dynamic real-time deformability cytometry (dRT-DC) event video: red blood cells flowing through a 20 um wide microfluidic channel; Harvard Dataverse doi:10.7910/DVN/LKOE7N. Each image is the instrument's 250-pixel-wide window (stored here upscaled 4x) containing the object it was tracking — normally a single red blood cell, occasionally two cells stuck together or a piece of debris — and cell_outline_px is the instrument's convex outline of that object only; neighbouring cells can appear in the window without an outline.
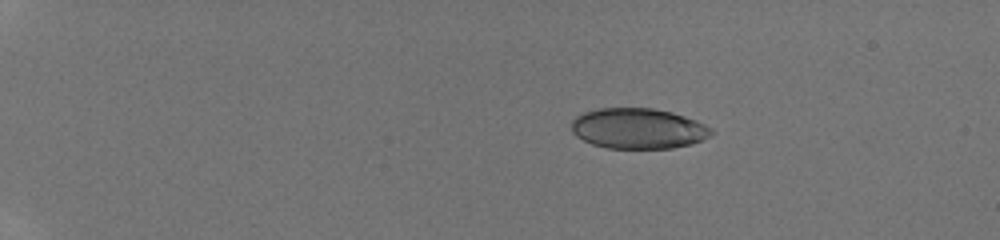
{"species": "human", "species_latin": "Homo sapiens", "temperature_condition": "room temperature", "stored_images_in_passage": 37, "camera_frame_rate_fps": 3000, "um_per_image_px": 0.085, "donor": {"sex": "male"}, "frame": {"image": 1, "passage_image": 1, "time_ms": 0.0, "image_size_px": [1000, 240], "cell_outline_px": [[716, 132], [712, 136], [692, 144], [672, 148], [608, 148], [592, 144], [576, 136], [572, 132], [572, 120], [576, 116], [584, 112], [596, 108], [652, 108], [672, 112], [696, 120], [712, 128]], "centroid_in_image_um": [54.27, 10.92], "position_along_channel_um": 30.7, "area_um2": 33.23}}
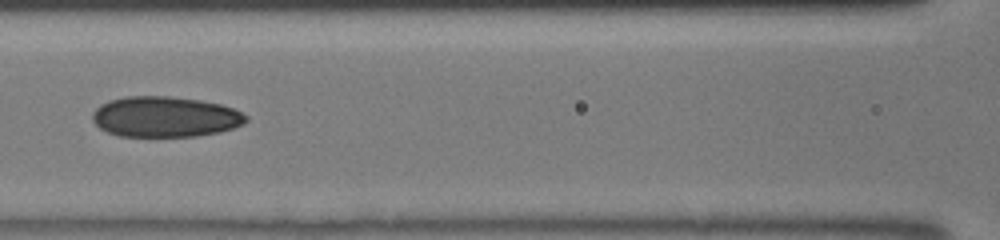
{"frame": {"image": 2, "passage_image": 16, "time_ms": 5.0, "image_size_px": [1000, 240], "cell_outline_px": [[248, 120], [244, 124], [220, 132], [196, 136], [120, 136], [108, 132], [100, 128], [92, 120], [92, 112], [100, 104], [108, 100], [128, 96], [168, 96], [200, 100], [220, 104], [232, 108], [248, 116]], "centroid_in_image_um": [14.02, 9.92], "position_along_channel_um": 152.6, "area_um2": 36.36}}
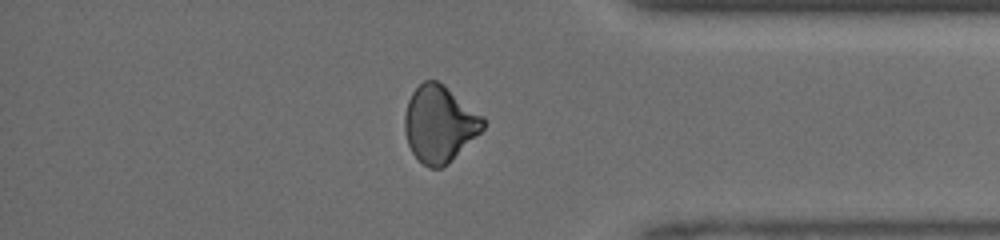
{"frame": {"image": 3, "passage_image": 32, "time_ms": 10.333, "image_size_px": [1000, 240], "cell_outline_px": [[484, 128], [448, 164], [440, 168], [428, 168], [412, 152], [408, 144], [404, 132], [404, 116], [408, 100], [412, 92], [424, 80], [436, 80], [444, 84], [484, 116]], "centroid_in_image_um": [37.35, 10.52], "position_along_channel_um": 397.9, "area_um2": 34.97}}